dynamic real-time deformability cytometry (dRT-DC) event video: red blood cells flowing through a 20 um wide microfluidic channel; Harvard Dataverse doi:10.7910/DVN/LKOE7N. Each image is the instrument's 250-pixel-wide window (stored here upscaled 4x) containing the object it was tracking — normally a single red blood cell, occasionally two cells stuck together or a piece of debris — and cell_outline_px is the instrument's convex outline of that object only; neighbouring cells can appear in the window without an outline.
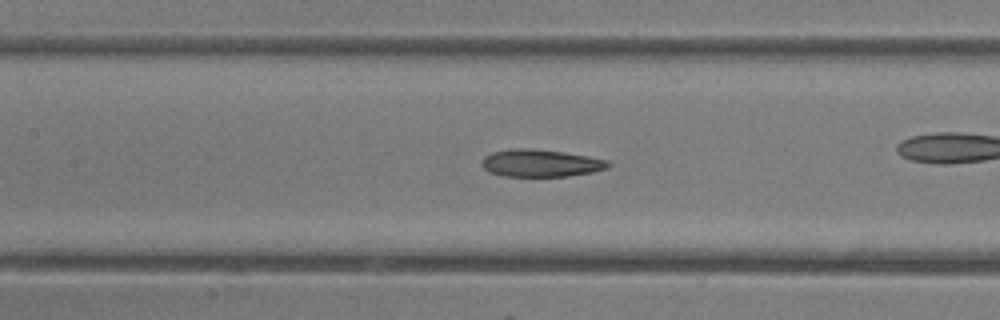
{"species": "common noctule bat (a hibernating species)", "species_latin": "Nyctalus noctula", "temperature_condition": "room temperature", "stored_images_in_passage": 42, "camera_frame_rate_fps": 3000, "um_per_image_px": 0.085, "animal": {"sex": "female"}, "frame": {"image": 1, "passage_image": 19, "time_ms": 6.0, "image_size_px": [1000, 320], "cell_outline_px": [[612, 164], [608, 168], [592, 172], [568, 176], [504, 176], [488, 172], [480, 164], [480, 160], [484, 156], [492, 152], [508, 148], [536, 148], [564, 152], [588, 156], [608, 160]], "centroid_in_image_um": [45.93, 13.85], "position_along_channel_um": 161.5, "area_um2": 20.52}}
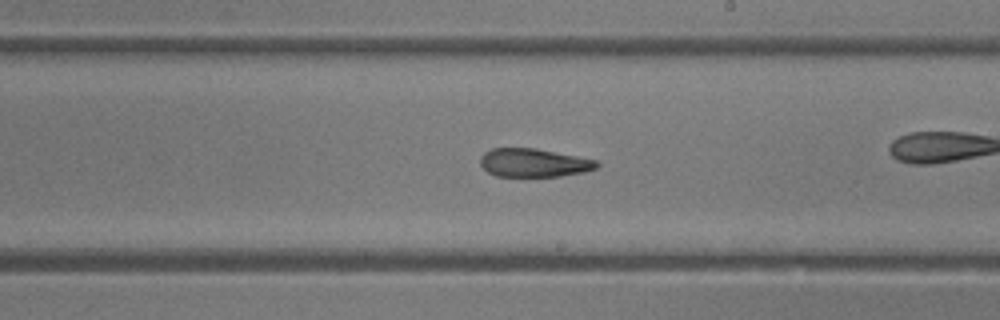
{"frame": {"image": 2, "passage_image": 24, "time_ms": 7.667, "image_size_px": [1000, 320], "cell_outline_px": [[600, 164], [596, 168], [584, 172], [560, 176], [496, 176], [488, 172], [480, 164], [480, 156], [484, 152], [492, 148], [536, 148], [596, 160]], "centroid_in_image_um": [45.35, 13.83], "position_along_channel_um": 243.7, "area_um2": 19.25}}